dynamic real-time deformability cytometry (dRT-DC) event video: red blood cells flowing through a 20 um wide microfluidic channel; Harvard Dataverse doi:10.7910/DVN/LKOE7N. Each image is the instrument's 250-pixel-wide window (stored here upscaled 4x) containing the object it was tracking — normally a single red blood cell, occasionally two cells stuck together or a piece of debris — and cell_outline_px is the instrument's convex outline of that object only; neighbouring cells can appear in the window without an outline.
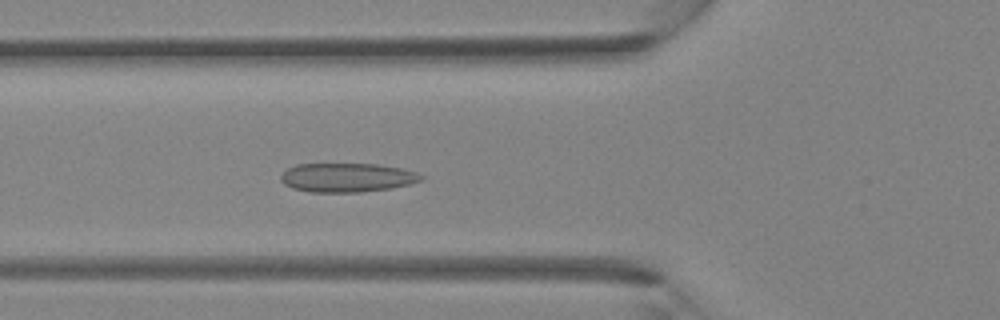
{"species": "Egyptian fruit bat (a non-hibernating species)", "species_latin": "Rousettus aegyptiacus", "temperature_condition": "room temperature", "stored_images_in_passage": 40, "camera_frame_rate_fps": 3000, "um_per_image_px": 0.085, "animal": {"sex": "female"}, "frame": {"image": 1, "passage_image": 15, "time_ms": 4.667, "image_size_px": [1000, 320], "cell_outline_px": [[424, 176], [420, 180], [408, 184], [392, 188], [360, 192], [312, 192], [292, 188], [284, 184], [280, 180], [280, 176], [288, 168], [296, 164], [376, 164], [400, 168], [416, 172]], "centroid_in_image_um": [29.47, 15.09], "position_along_channel_um": 96.3, "area_um2": 23.58}}
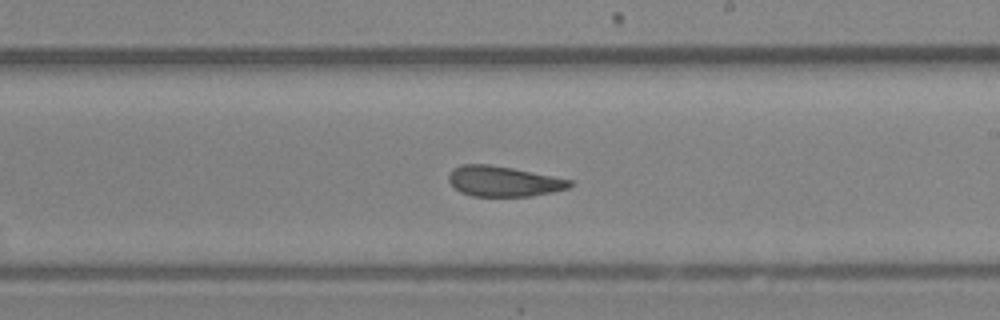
{"frame": {"image": 2, "passage_image": 24, "time_ms": 7.667, "image_size_px": [1000, 320], "cell_outline_px": [[572, 184], [568, 188], [552, 192], [532, 196], [472, 196], [460, 192], [448, 180], [448, 176], [452, 168], [460, 164], [488, 164], [512, 168], [572, 180]], "centroid_in_image_um": [42.76, 15.41], "position_along_channel_um": 246.2, "area_um2": 21.33}}
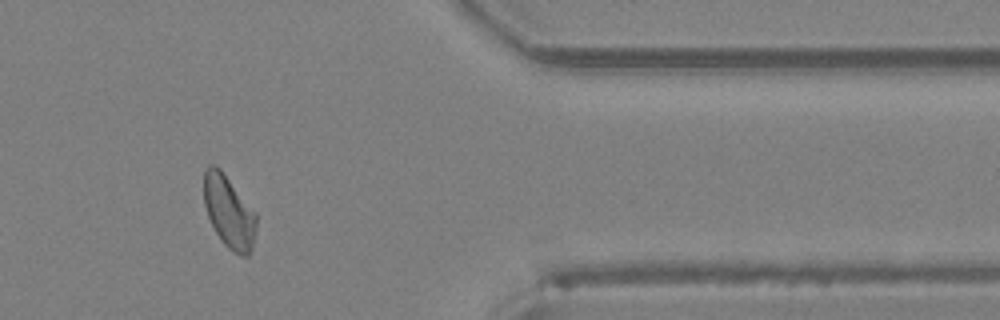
{"frame": {"image": 3, "passage_image": 34, "time_ms": 11.0, "image_size_px": [1000, 320], "cell_outline_px": [[256, 228], [252, 248], [248, 256], [240, 256], [232, 252], [224, 244], [216, 232], [208, 216], [204, 204], [204, 168], [208, 164], [216, 164], [220, 168], [256, 212]], "centroid_in_image_um": [19.46, 17.99], "position_along_channel_um": 391.9, "area_um2": 22.25}}